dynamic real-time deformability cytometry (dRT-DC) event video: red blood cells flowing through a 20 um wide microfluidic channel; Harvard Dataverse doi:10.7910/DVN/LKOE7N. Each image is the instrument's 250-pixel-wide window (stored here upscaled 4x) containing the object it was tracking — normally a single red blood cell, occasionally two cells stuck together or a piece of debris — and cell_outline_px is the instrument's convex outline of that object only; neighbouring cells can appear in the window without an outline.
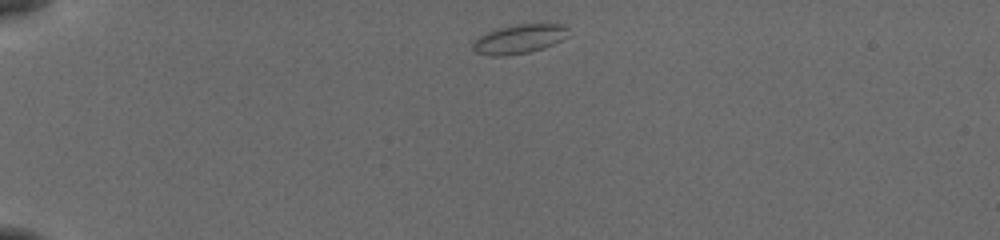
{"species": "common noctule bat (a hibernating species)", "species_latin": "Nyctalus noctula", "temperature_condition": "cold", "stored_images_in_passage": 42, "camera_frame_rate_fps": 3000, "um_per_image_px": 0.085, "animal": {"sex": "female", "body_mass_g": 19.5, "forearm_length_mm": 54.1}, "frame": {"image": 1, "passage_image": 1, "time_ms": 0.0, "image_size_px": [1000, 240], "cell_outline_px": [[568, 28], [560, 40], [544, 48], [528, 52], [504, 56], [488, 56], [476, 52], [472, 48], [472, 44], [480, 36], [488, 32], [500, 28], [520, 24], [564, 24]], "centroid_in_image_um": [44.08, 3.33], "position_along_channel_um": 40.9, "area_um2": 15.78}}
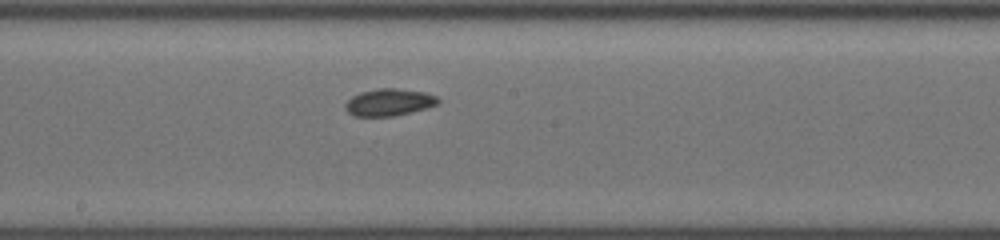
{"frame": {"image": 2, "passage_image": 19, "time_ms": 6.0, "image_size_px": [1000, 240], "cell_outline_px": [[440, 100], [436, 104], [424, 108], [392, 116], [356, 116], [348, 112], [344, 104], [352, 96], [360, 92], [376, 88], [396, 88], [428, 92], [436, 96]], "centroid_in_image_um": [33.05, 8.67], "position_along_channel_um": 215.1, "area_um2": 14.51}}
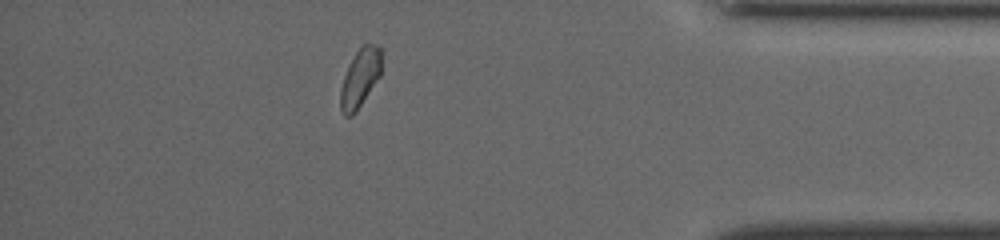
{"frame": {"image": 3, "passage_image": 36, "time_ms": 11.667, "image_size_px": [1000, 240], "cell_outline_px": [[380, 76], [356, 112], [352, 116], [344, 116], [340, 108], [340, 88], [344, 76], [356, 52], [364, 44], [380, 44]], "centroid_in_image_um": [30.59, 6.66], "position_along_channel_um": 404.6, "area_um2": 13.76}, "authors_computed_cell_mechanics": {"area_um2": 14.2766, "velocity_mm_per_s": 3.8509, "shape_relaxation_time_tau1_ms": 3.1967, "shape_relaxation_time_tau2_ms": null, "deformation_change_tau1": 0.0639, "deformation_change_tau2": null}}